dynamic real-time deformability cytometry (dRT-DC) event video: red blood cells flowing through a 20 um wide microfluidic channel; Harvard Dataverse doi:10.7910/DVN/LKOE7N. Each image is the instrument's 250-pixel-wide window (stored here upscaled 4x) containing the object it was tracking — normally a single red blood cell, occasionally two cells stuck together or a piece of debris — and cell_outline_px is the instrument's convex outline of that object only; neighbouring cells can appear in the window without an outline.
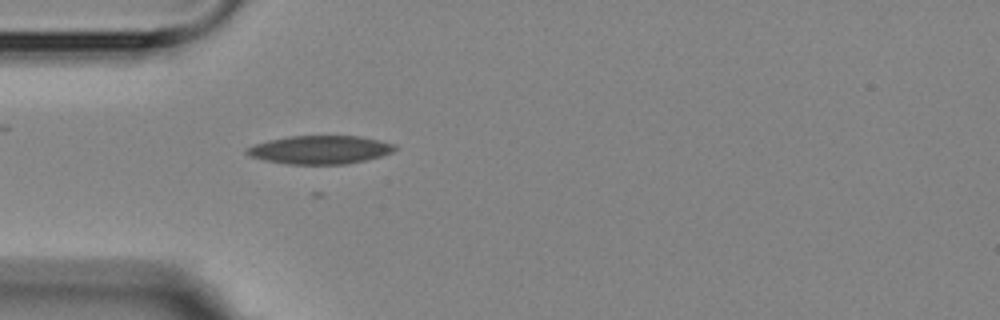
{"species": "Egyptian fruit bat (a non-hibernating species)", "species_latin": "Rousettus aegyptiacus", "temperature_condition": "room temperature", "stored_images_in_passage": 1, "camera_frame_rate_fps": 3000, "um_per_image_px": 0.085, "animal": {"sex": "female"}, "frame": {"image": 1, "passage_image": 1, "time_ms": 0.0, "image_size_px": [1000, 320], "cell_outline_px": [[400, 148], [392, 152], [380, 156], [364, 160], [344, 164], [288, 164], [264, 160], [248, 156], [244, 152], [244, 148], [268, 140], [288, 136], [360, 136], [396, 144]], "centroid_in_image_um": [27.18, 12.72], "position_along_channel_um": 57.8, "area_um2": 24.57}}